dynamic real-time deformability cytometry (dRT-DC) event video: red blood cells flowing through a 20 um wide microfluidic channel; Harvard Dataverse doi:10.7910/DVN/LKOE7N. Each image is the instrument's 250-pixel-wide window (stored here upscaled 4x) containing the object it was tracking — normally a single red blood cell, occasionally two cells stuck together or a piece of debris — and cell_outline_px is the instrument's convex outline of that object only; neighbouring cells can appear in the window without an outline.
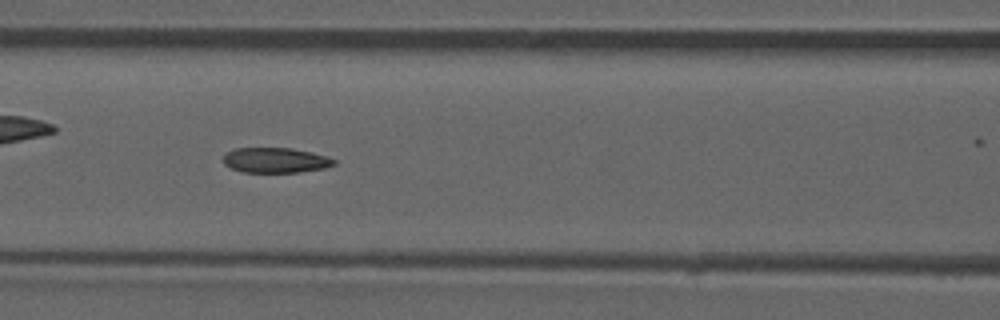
{"species": "common noctule bat (a hibernating species)", "species_latin": "Nyctalus noctula", "temperature_condition": "room temperature", "stored_images_in_passage": 29, "camera_frame_rate_fps": 3000, "um_per_image_px": 0.085, "animal": {"sex": "male", "forearm_length_mm": 52.5}, "frame": {"image": 1, "passage_image": 9, "time_ms": 2.667, "image_size_px": [1000, 320], "cell_outline_px": [[336, 164], [324, 168], [300, 172], [244, 172], [232, 168], [224, 164], [224, 156], [228, 152], [236, 148], [292, 148], [312, 152], [328, 156], [336, 160]], "centroid_in_image_um": [23.46, 13.61], "position_along_channel_um": 143.1, "area_um2": 16.18}}